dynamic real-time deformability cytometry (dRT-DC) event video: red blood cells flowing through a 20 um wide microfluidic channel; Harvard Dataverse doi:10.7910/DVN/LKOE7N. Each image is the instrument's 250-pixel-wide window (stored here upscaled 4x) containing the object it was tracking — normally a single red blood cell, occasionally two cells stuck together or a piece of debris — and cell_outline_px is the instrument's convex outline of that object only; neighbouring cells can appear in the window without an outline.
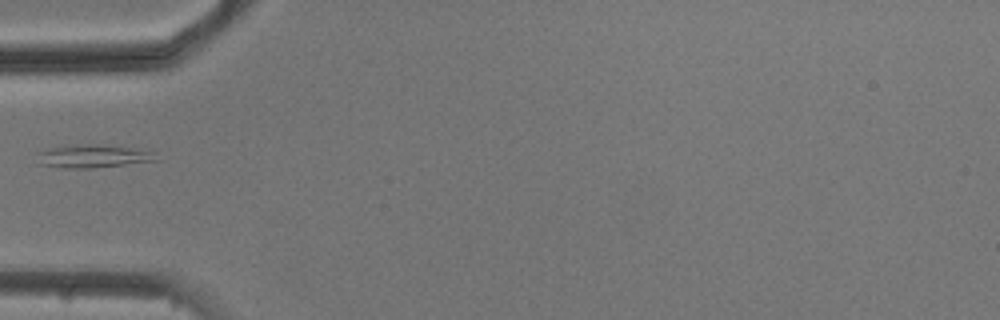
{"species": "common noctule bat (a hibernating species)", "species_latin": "Nyctalus noctula", "temperature_condition": "cold", "stored_images_in_passage": 8, "camera_frame_rate_fps": 3000, "um_per_image_px": 0.085, "animal": {"sex": "male", "body_mass_g": 20.5, "forearm_length_mm": 52.5}, "frame": {"image": 1, "passage_image": 4, "time_ms": 5.333, "image_size_px": [1000, 320], "cell_outline_px": [[160, 160], [92, 168], [60, 168], [36, 164], [36, 152], [52, 148], [76, 144], [92, 144], [128, 148], [156, 152]], "centroid_in_image_um": [7.84, 13.29], "position_along_channel_um": 77.2, "area_um2": 16.07}}
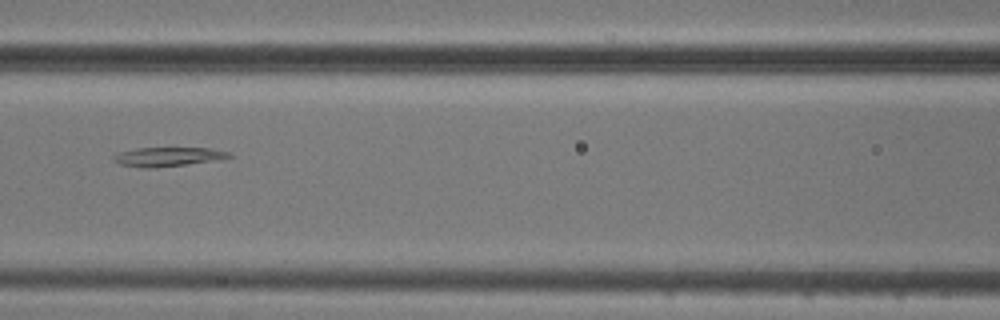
{"frame": {"image": 2, "passage_image": 6, "time_ms": 7.333, "image_size_px": [1000, 320], "cell_outline_px": [[232, 156], [224, 160], [152, 168], [140, 168], [120, 164], [112, 160], [112, 156], [120, 152], [136, 148], [208, 148], [232, 152]], "centroid_in_image_um": [14.32, 13.33], "position_along_channel_um": 152.3, "area_um2": 13.12}}
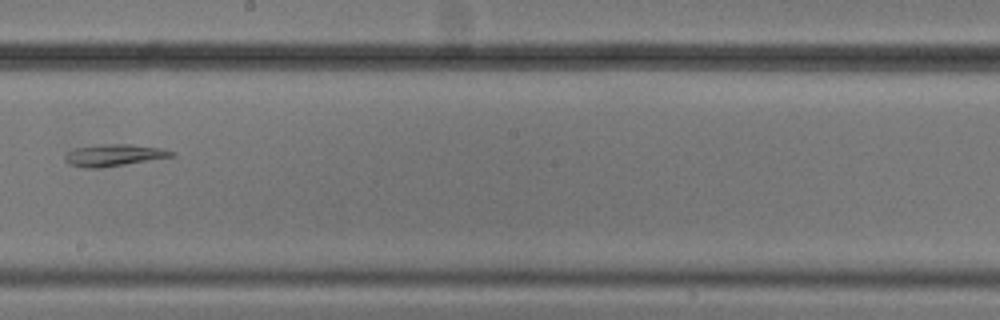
{"frame": {"image": 3, "passage_image": 8, "time_ms": 9.667, "image_size_px": [1000, 320], "cell_outline_px": [[176, 156], [100, 168], [84, 168], [68, 164], [64, 160], [64, 156], [68, 152], [76, 148], [104, 144], [132, 144], [160, 148], [176, 152]], "centroid_in_image_um": [9.7, 13.19], "position_along_channel_um": 238.5, "area_um2": 13.58}}